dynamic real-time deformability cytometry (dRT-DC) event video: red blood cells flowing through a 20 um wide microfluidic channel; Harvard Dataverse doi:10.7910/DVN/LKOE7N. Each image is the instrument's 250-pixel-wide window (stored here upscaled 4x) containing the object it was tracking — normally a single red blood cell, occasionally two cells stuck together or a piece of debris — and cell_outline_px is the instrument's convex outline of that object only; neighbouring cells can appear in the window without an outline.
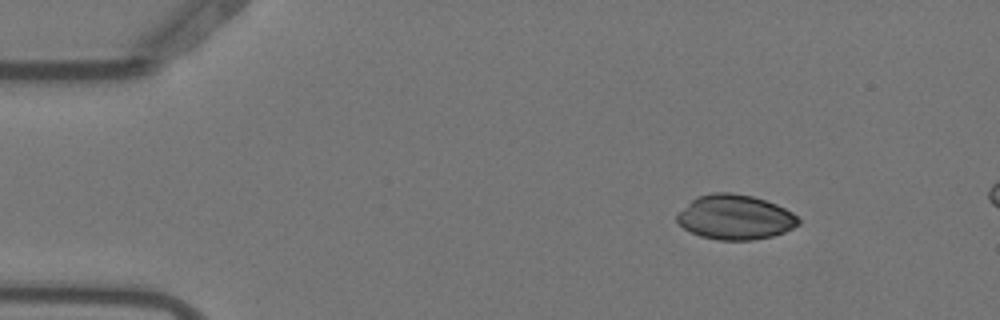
{"species": "Egyptian fruit bat (a non-hibernating species)", "species_latin": "Rousettus aegyptiacus", "temperature_condition": "warm", "stored_images_in_passage": 5, "camera_frame_rate_fps": 3000, "um_per_image_px": 0.085, "animal": {"sex": "female"}, "frame": {"image": 1, "passage_image": 2, "time_ms": 0.333, "image_size_px": [1000, 320], "cell_outline_px": [[800, 224], [784, 232], [772, 236], [752, 240], [716, 240], [700, 236], [684, 228], [676, 220], [676, 216], [696, 196], [712, 192], [732, 192], [752, 196], [776, 204], [792, 212], [800, 220]], "centroid_in_image_um": [62.49, 18.46], "position_along_channel_um": 22.5, "area_um2": 31.56}}